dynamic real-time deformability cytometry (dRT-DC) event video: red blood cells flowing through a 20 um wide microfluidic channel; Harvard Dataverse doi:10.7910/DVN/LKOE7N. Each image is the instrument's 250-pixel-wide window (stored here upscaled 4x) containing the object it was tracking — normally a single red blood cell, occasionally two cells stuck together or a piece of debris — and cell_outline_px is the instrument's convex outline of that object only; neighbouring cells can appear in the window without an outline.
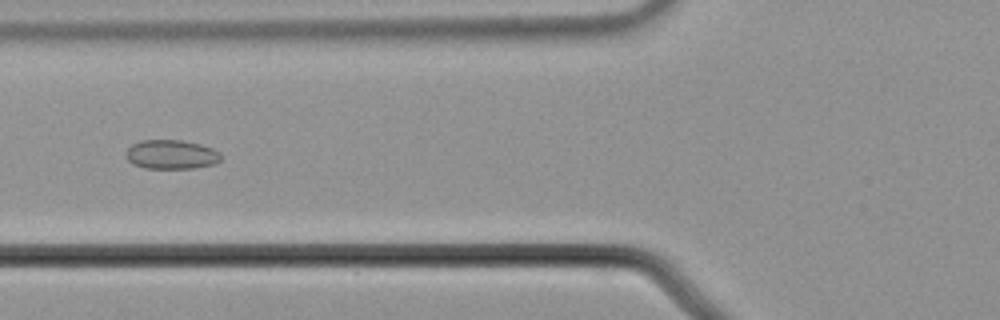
{"species": "common noctule bat (a hibernating species)", "species_latin": "Nyctalus noctula", "temperature_condition": "cold", "stored_images_in_passage": 53, "camera_frame_rate_fps": 3000, "um_per_image_px": 0.085, "animal": {"sex": "male", "body_mass_g": 21.5, "forearm_length_mm": 52.0}, "frame": {"image": 1, "passage_image": 19, "time_ms": 6.0, "image_size_px": [1000, 320], "cell_outline_px": [[220, 160], [212, 164], [192, 168], [144, 168], [132, 164], [128, 160], [128, 148], [132, 144], [140, 140], [180, 140], [200, 144], [212, 148], [220, 152]], "centroid_in_image_um": [14.55, 13.12], "position_along_channel_um": 111.2, "area_um2": 15.95}}
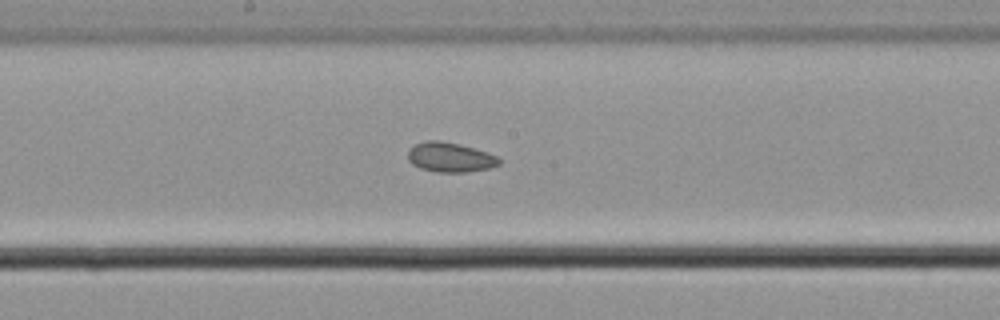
{"frame": {"image": 2, "passage_image": 27, "time_ms": 8.667, "image_size_px": [1000, 320], "cell_outline_px": [[500, 164], [488, 168], [464, 172], [436, 172], [420, 168], [412, 164], [408, 160], [408, 152], [416, 144], [428, 140], [440, 140], [472, 148], [496, 156], [500, 160]], "centroid_in_image_um": [38.22, 13.38], "position_along_channel_um": 210.0, "area_um2": 15.37}}
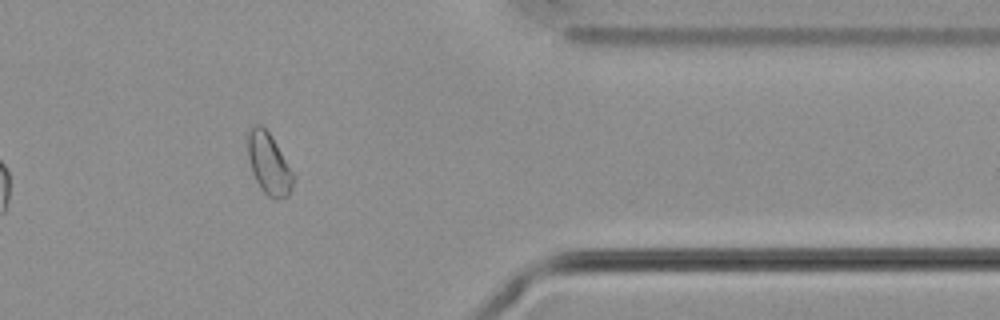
{"frame": {"image": 3, "passage_image": 43, "time_ms": 14.0, "image_size_px": [1000, 320], "cell_outline_px": [[296, 180], [288, 196], [284, 200], [276, 200], [268, 196], [260, 188], [252, 172], [248, 156], [248, 132], [256, 124], [260, 124], [272, 136], [296, 176]], "centroid_in_image_um": [22.9, 13.98], "position_along_channel_um": 388.5, "area_um2": 16.53}, "authors_computed_cell_mechanics": {"area_um2": 16.5886, "velocity_mm_per_s": 3.6967, "shape_relaxation_time_tau1_ms": 3.5139, "shape_relaxation_time_tau2_ms": 3.0427, "deformation_change_tau1": 0.0409, "deformation_change_tau2": 0.0382}}